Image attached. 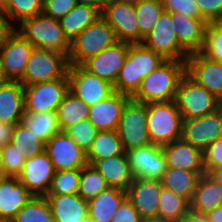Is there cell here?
<instances>
[{
  "mask_svg": "<svg viewBox=\"0 0 222 222\" xmlns=\"http://www.w3.org/2000/svg\"><path fill=\"white\" fill-rule=\"evenodd\" d=\"M186 74V61L167 59L143 78L132 99L143 103L174 101L178 84Z\"/></svg>",
  "mask_w": 222,
  "mask_h": 222,
  "instance_id": "obj_1",
  "label": "cell"
},
{
  "mask_svg": "<svg viewBox=\"0 0 222 222\" xmlns=\"http://www.w3.org/2000/svg\"><path fill=\"white\" fill-rule=\"evenodd\" d=\"M166 60L162 55L149 51L142 43L130 44L127 57L113 85L114 91L132 97L142 79Z\"/></svg>",
  "mask_w": 222,
  "mask_h": 222,
  "instance_id": "obj_2",
  "label": "cell"
},
{
  "mask_svg": "<svg viewBox=\"0 0 222 222\" xmlns=\"http://www.w3.org/2000/svg\"><path fill=\"white\" fill-rule=\"evenodd\" d=\"M17 30L34 48L49 49L68 57L71 41L64 34L59 20L39 14L25 19Z\"/></svg>",
  "mask_w": 222,
  "mask_h": 222,
  "instance_id": "obj_3",
  "label": "cell"
},
{
  "mask_svg": "<svg viewBox=\"0 0 222 222\" xmlns=\"http://www.w3.org/2000/svg\"><path fill=\"white\" fill-rule=\"evenodd\" d=\"M183 118L174 101L147 104V127L152 144L164 146L182 136Z\"/></svg>",
  "mask_w": 222,
  "mask_h": 222,
  "instance_id": "obj_4",
  "label": "cell"
},
{
  "mask_svg": "<svg viewBox=\"0 0 222 222\" xmlns=\"http://www.w3.org/2000/svg\"><path fill=\"white\" fill-rule=\"evenodd\" d=\"M118 42L114 29L100 16L71 40L69 65H81L87 59Z\"/></svg>",
  "mask_w": 222,
  "mask_h": 222,
  "instance_id": "obj_5",
  "label": "cell"
},
{
  "mask_svg": "<svg viewBox=\"0 0 222 222\" xmlns=\"http://www.w3.org/2000/svg\"><path fill=\"white\" fill-rule=\"evenodd\" d=\"M174 102L183 120L211 114L220 107V100L185 74L177 87Z\"/></svg>",
  "mask_w": 222,
  "mask_h": 222,
  "instance_id": "obj_6",
  "label": "cell"
},
{
  "mask_svg": "<svg viewBox=\"0 0 222 222\" xmlns=\"http://www.w3.org/2000/svg\"><path fill=\"white\" fill-rule=\"evenodd\" d=\"M68 57L60 52L34 48L19 82L23 86L63 78L68 71Z\"/></svg>",
  "mask_w": 222,
  "mask_h": 222,
  "instance_id": "obj_7",
  "label": "cell"
},
{
  "mask_svg": "<svg viewBox=\"0 0 222 222\" xmlns=\"http://www.w3.org/2000/svg\"><path fill=\"white\" fill-rule=\"evenodd\" d=\"M116 132L124 151L151 144L147 127V103L130 98L123 108Z\"/></svg>",
  "mask_w": 222,
  "mask_h": 222,
  "instance_id": "obj_8",
  "label": "cell"
},
{
  "mask_svg": "<svg viewBox=\"0 0 222 222\" xmlns=\"http://www.w3.org/2000/svg\"><path fill=\"white\" fill-rule=\"evenodd\" d=\"M34 46L26 40L16 29L0 43L1 69L4 80L19 81L26 70V66Z\"/></svg>",
  "mask_w": 222,
  "mask_h": 222,
  "instance_id": "obj_9",
  "label": "cell"
},
{
  "mask_svg": "<svg viewBox=\"0 0 222 222\" xmlns=\"http://www.w3.org/2000/svg\"><path fill=\"white\" fill-rule=\"evenodd\" d=\"M67 77L69 91L88 107L107 99L115 92L110 82L91 74L81 65H69Z\"/></svg>",
  "mask_w": 222,
  "mask_h": 222,
  "instance_id": "obj_10",
  "label": "cell"
},
{
  "mask_svg": "<svg viewBox=\"0 0 222 222\" xmlns=\"http://www.w3.org/2000/svg\"><path fill=\"white\" fill-rule=\"evenodd\" d=\"M68 91L67 74L61 79L24 86V110L33 113L56 112Z\"/></svg>",
  "mask_w": 222,
  "mask_h": 222,
  "instance_id": "obj_11",
  "label": "cell"
},
{
  "mask_svg": "<svg viewBox=\"0 0 222 222\" xmlns=\"http://www.w3.org/2000/svg\"><path fill=\"white\" fill-rule=\"evenodd\" d=\"M173 27L171 13L164 11L153 29L144 37L142 44L165 59L186 61L189 54L179 45Z\"/></svg>",
  "mask_w": 222,
  "mask_h": 222,
  "instance_id": "obj_12",
  "label": "cell"
},
{
  "mask_svg": "<svg viewBox=\"0 0 222 222\" xmlns=\"http://www.w3.org/2000/svg\"><path fill=\"white\" fill-rule=\"evenodd\" d=\"M134 178L161 180L168 168L162 146L149 144L125 151Z\"/></svg>",
  "mask_w": 222,
  "mask_h": 222,
  "instance_id": "obj_13",
  "label": "cell"
},
{
  "mask_svg": "<svg viewBox=\"0 0 222 222\" xmlns=\"http://www.w3.org/2000/svg\"><path fill=\"white\" fill-rule=\"evenodd\" d=\"M101 16L114 29L118 41L140 43L135 5L108 0L101 11Z\"/></svg>",
  "mask_w": 222,
  "mask_h": 222,
  "instance_id": "obj_14",
  "label": "cell"
},
{
  "mask_svg": "<svg viewBox=\"0 0 222 222\" xmlns=\"http://www.w3.org/2000/svg\"><path fill=\"white\" fill-rule=\"evenodd\" d=\"M222 136V108L195 119L183 120L181 139L202 153Z\"/></svg>",
  "mask_w": 222,
  "mask_h": 222,
  "instance_id": "obj_15",
  "label": "cell"
},
{
  "mask_svg": "<svg viewBox=\"0 0 222 222\" xmlns=\"http://www.w3.org/2000/svg\"><path fill=\"white\" fill-rule=\"evenodd\" d=\"M45 151L55 171L81 169L88 164L86 152L64 131L45 143Z\"/></svg>",
  "mask_w": 222,
  "mask_h": 222,
  "instance_id": "obj_16",
  "label": "cell"
},
{
  "mask_svg": "<svg viewBox=\"0 0 222 222\" xmlns=\"http://www.w3.org/2000/svg\"><path fill=\"white\" fill-rule=\"evenodd\" d=\"M129 45L130 43L118 41L87 59L81 66L91 74L114 85L127 57Z\"/></svg>",
  "mask_w": 222,
  "mask_h": 222,
  "instance_id": "obj_17",
  "label": "cell"
},
{
  "mask_svg": "<svg viewBox=\"0 0 222 222\" xmlns=\"http://www.w3.org/2000/svg\"><path fill=\"white\" fill-rule=\"evenodd\" d=\"M54 173L53 164L47 152L43 151L33 158L26 159L18 179L33 196H46Z\"/></svg>",
  "mask_w": 222,
  "mask_h": 222,
  "instance_id": "obj_18",
  "label": "cell"
},
{
  "mask_svg": "<svg viewBox=\"0 0 222 222\" xmlns=\"http://www.w3.org/2000/svg\"><path fill=\"white\" fill-rule=\"evenodd\" d=\"M186 74L219 100L222 98V63L193 53L186 59Z\"/></svg>",
  "mask_w": 222,
  "mask_h": 222,
  "instance_id": "obj_19",
  "label": "cell"
},
{
  "mask_svg": "<svg viewBox=\"0 0 222 222\" xmlns=\"http://www.w3.org/2000/svg\"><path fill=\"white\" fill-rule=\"evenodd\" d=\"M161 190V180L134 178L126 192L128 200L144 219L158 217V204Z\"/></svg>",
  "mask_w": 222,
  "mask_h": 222,
  "instance_id": "obj_20",
  "label": "cell"
},
{
  "mask_svg": "<svg viewBox=\"0 0 222 222\" xmlns=\"http://www.w3.org/2000/svg\"><path fill=\"white\" fill-rule=\"evenodd\" d=\"M173 29L179 45L190 55L199 53L204 44L207 22L203 18H192L182 13H171Z\"/></svg>",
  "mask_w": 222,
  "mask_h": 222,
  "instance_id": "obj_21",
  "label": "cell"
},
{
  "mask_svg": "<svg viewBox=\"0 0 222 222\" xmlns=\"http://www.w3.org/2000/svg\"><path fill=\"white\" fill-rule=\"evenodd\" d=\"M130 98L128 95L114 92L107 99L88 107V120L98 131H116L123 108Z\"/></svg>",
  "mask_w": 222,
  "mask_h": 222,
  "instance_id": "obj_22",
  "label": "cell"
},
{
  "mask_svg": "<svg viewBox=\"0 0 222 222\" xmlns=\"http://www.w3.org/2000/svg\"><path fill=\"white\" fill-rule=\"evenodd\" d=\"M169 168L181 169L189 172H205L203 167V153L182 139L162 146Z\"/></svg>",
  "mask_w": 222,
  "mask_h": 222,
  "instance_id": "obj_23",
  "label": "cell"
},
{
  "mask_svg": "<svg viewBox=\"0 0 222 222\" xmlns=\"http://www.w3.org/2000/svg\"><path fill=\"white\" fill-rule=\"evenodd\" d=\"M24 113V86L19 81L0 82V122L16 125Z\"/></svg>",
  "mask_w": 222,
  "mask_h": 222,
  "instance_id": "obj_24",
  "label": "cell"
},
{
  "mask_svg": "<svg viewBox=\"0 0 222 222\" xmlns=\"http://www.w3.org/2000/svg\"><path fill=\"white\" fill-rule=\"evenodd\" d=\"M32 197L18 177L5 176L0 183V220H12Z\"/></svg>",
  "mask_w": 222,
  "mask_h": 222,
  "instance_id": "obj_25",
  "label": "cell"
},
{
  "mask_svg": "<svg viewBox=\"0 0 222 222\" xmlns=\"http://www.w3.org/2000/svg\"><path fill=\"white\" fill-rule=\"evenodd\" d=\"M55 222H79L88 218V201L79 194H47Z\"/></svg>",
  "mask_w": 222,
  "mask_h": 222,
  "instance_id": "obj_26",
  "label": "cell"
},
{
  "mask_svg": "<svg viewBox=\"0 0 222 222\" xmlns=\"http://www.w3.org/2000/svg\"><path fill=\"white\" fill-rule=\"evenodd\" d=\"M93 166L100 172L110 187L126 191L134 180L125 151L118 156L97 160Z\"/></svg>",
  "mask_w": 222,
  "mask_h": 222,
  "instance_id": "obj_27",
  "label": "cell"
},
{
  "mask_svg": "<svg viewBox=\"0 0 222 222\" xmlns=\"http://www.w3.org/2000/svg\"><path fill=\"white\" fill-rule=\"evenodd\" d=\"M127 198L125 190L109 187L88 200V217L91 222H111L114 214Z\"/></svg>",
  "mask_w": 222,
  "mask_h": 222,
  "instance_id": "obj_28",
  "label": "cell"
},
{
  "mask_svg": "<svg viewBox=\"0 0 222 222\" xmlns=\"http://www.w3.org/2000/svg\"><path fill=\"white\" fill-rule=\"evenodd\" d=\"M221 205L222 186L211 179L206 173L201 175L190 201V211L205 215Z\"/></svg>",
  "mask_w": 222,
  "mask_h": 222,
  "instance_id": "obj_29",
  "label": "cell"
},
{
  "mask_svg": "<svg viewBox=\"0 0 222 222\" xmlns=\"http://www.w3.org/2000/svg\"><path fill=\"white\" fill-rule=\"evenodd\" d=\"M100 16L101 11L98 8L91 5L77 4L59 22L64 34L71 41Z\"/></svg>",
  "mask_w": 222,
  "mask_h": 222,
  "instance_id": "obj_30",
  "label": "cell"
},
{
  "mask_svg": "<svg viewBox=\"0 0 222 222\" xmlns=\"http://www.w3.org/2000/svg\"><path fill=\"white\" fill-rule=\"evenodd\" d=\"M203 174L205 172H189L168 167L161 179L162 187L175 192L190 203L197 181Z\"/></svg>",
  "mask_w": 222,
  "mask_h": 222,
  "instance_id": "obj_31",
  "label": "cell"
},
{
  "mask_svg": "<svg viewBox=\"0 0 222 222\" xmlns=\"http://www.w3.org/2000/svg\"><path fill=\"white\" fill-rule=\"evenodd\" d=\"M123 152L122 142L116 131H98L86 158L88 164L93 165L97 160L118 156Z\"/></svg>",
  "mask_w": 222,
  "mask_h": 222,
  "instance_id": "obj_32",
  "label": "cell"
},
{
  "mask_svg": "<svg viewBox=\"0 0 222 222\" xmlns=\"http://www.w3.org/2000/svg\"><path fill=\"white\" fill-rule=\"evenodd\" d=\"M22 123L44 143L55 134L61 132L57 113L53 111L39 113L25 112Z\"/></svg>",
  "mask_w": 222,
  "mask_h": 222,
  "instance_id": "obj_33",
  "label": "cell"
},
{
  "mask_svg": "<svg viewBox=\"0 0 222 222\" xmlns=\"http://www.w3.org/2000/svg\"><path fill=\"white\" fill-rule=\"evenodd\" d=\"M56 113L61 131L89 118L88 106L70 91L58 105Z\"/></svg>",
  "mask_w": 222,
  "mask_h": 222,
  "instance_id": "obj_34",
  "label": "cell"
},
{
  "mask_svg": "<svg viewBox=\"0 0 222 222\" xmlns=\"http://www.w3.org/2000/svg\"><path fill=\"white\" fill-rule=\"evenodd\" d=\"M190 212V203L175 192L162 187L158 217L169 222H181Z\"/></svg>",
  "mask_w": 222,
  "mask_h": 222,
  "instance_id": "obj_35",
  "label": "cell"
},
{
  "mask_svg": "<svg viewBox=\"0 0 222 222\" xmlns=\"http://www.w3.org/2000/svg\"><path fill=\"white\" fill-rule=\"evenodd\" d=\"M12 222H55L45 196H33L15 215Z\"/></svg>",
  "mask_w": 222,
  "mask_h": 222,
  "instance_id": "obj_36",
  "label": "cell"
},
{
  "mask_svg": "<svg viewBox=\"0 0 222 222\" xmlns=\"http://www.w3.org/2000/svg\"><path fill=\"white\" fill-rule=\"evenodd\" d=\"M19 150L23 157L30 159L45 151V143L21 122L15 125L10 142Z\"/></svg>",
  "mask_w": 222,
  "mask_h": 222,
  "instance_id": "obj_37",
  "label": "cell"
},
{
  "mask_svg": "<svg viewBox=\"0 0 222 222\" xmlns=\"http://www.w3.org/2000/svg\"><path fill=\"white\" fill-rule=\"evenodd\" d=\"M135 11L140 29V43H142L164 12V8L161 0H143L135 5Z\"/></svg>",
  "mask_w": 222,
  "mask_h": 222,
  "instance_id": "obj_38",
  "label": "cell"
},
{
  "mask_svg": "<svg viewBox=\"0 0 222 222\" xmlns=\"http://www.w3.org/2000/svg\"><path fill=\"white\" fill-rule=\"evenodd\" d=\"M109 187L104 177L93 165L87 164L81 168L78 194L84 200L88 201L96 197Z\"/></svg>",
  "mask_w": 222,
  "mask_h": 222,
  "instance_id": "obj_39",
  "label": "cell"
},
{
  "mask_svg": "<svg viewBox=\"0 0 222 222\" xmlns=\"http://www.w3.org/2000/svg\"><path fill=\"white\" fill-rule=\"evenodd\" d=\"M4 12L8 22L15 29L16 27L11 21L15 20L14 22L21 24L25 19L42 14L43 0H10L8 8Z\"/></svg>",
  "mask_w": 222,
  "mask_h": 222,
  "instance_id": "obj_40",
  "label": "cell"
},
{
  "mask_svg": "<svg viewBox=\"0 0 222 222\" xmlns=\"http://www.w3.org/2000/svg\"><path fill=\"white\" fill-rule=\"evenodd\" d=\"M199 53L209 60L222 63V22L207 23L204 44Z\"/></svg>",
  "mask_w": 222,
  "mask_h": 222,
  "instance_id": "obj_41",
  "label": "cell"
},
{
  "mask_svg": "<svg viewBox=\"0 0 222 222\" xmlns=\"http://www.w3.org/2000/svg\"><path fill=\"white\" fill-rule=\"evenodd\" d=\"M81 169L55 171L47 194H78Z\"/></svg>",
  "mask_w": 222,
  "mask_h": 222,
  "instance_id": "obj_42",
  "label": "cell"
},
{
  "mask_svg": "<svg viewBox=\"0 0 222 222\" xmlns=\"http://www.w3.org/2000/svg\"><path fill=\"white\" fill-rule=\"evenodd\" d=\"M64 132L87 153L96 138L98 130L88 119H85L76 125L70 126Z\"/></svg>",
  "mask_w": 222,
  "mask_h": 222,
  "instance_id": "obj_43",
  "label": "cell"
},
{
  "mask_svg": "<svg viewBox=\"0 0 222 222\" xmlns=\"http://www.w3.org/2000/svg\"><path fill=\"white\" fill-rule=\"evenodd\" d=\"M26 158L11 143L2 148V171L5 176L18 177Z\"/></svg>",
  "mask_w": 222,
  "mask_h": 222,
  "instance_id": "obj_44",
  "label": "cell"
},
{
  "mask_svg": "<svg viewBox=\"0 0 222 222\" xmlns=\"http://www.w3.org/2000/svg\"><path fill=\"white\" fill-rule=\"evenodd\" d=\"M165 12L182 13L192 18H202L195 0H161Z\"/></svg>",
  "mask_w": 222,
  "mask_h": 222,
  "instance_id": "obj_45",
  "label": "cell"
},
{
  "mask_svg": "<svg viewBox=\"0 0 222 222\" xmlns=\"http://www.w3.org/2000/svg\"><path fill=\"white\" fill-rule=\"evenodd\" d=\"M195 3L207 23L222 21V0H195Z\"/></svg>",
  "mask_w": 222,
  "mask_h": 222,
  "instance_id": "obj_46",
  "label": "cell"
},
{
  "mask_svg": "<svg viewBox=\"0 0 222 222\" xmlns=\"http://www.w3.org/2000/svg\"><path fill=\"white\" fill-rule=\"evenodd\" d=\"M77 5L76 0H43V14L60 20Z\"/></svg>",
  "mask_w": 222,
  "mask_h": 222,
  "instance_id": "obj_47",
  "label": "cell"
},
{
  "mask_svg": "<svg viewBox=\"0 0 222 222\" xmlns=\"http://www.w3.org/2000/svg\"><path fill=\"white\" fill-rule=\"evenodd\" d=\"M222 166V136L211 143L203 152V167L207 174L212 168Z\"/></svg>",
  "mask_w": 222,
  "mask_h": 222,
  "instance_id": "obj_48",
  "label": "cell"
},
{
  "mask_svg": "<svg viewBox=\"0 0 222 222\" xmlns=\"http://www.w3.org/2000/svg\"><path fill=\"white\" fill-rule=\"evenodd\" d=\"M142 220L143 218L134 205L126 198L117 209L111 222H142Z\"/></svg>",
  "mask_w": 222,
  "mask_h": 222,
  "instance_id": "obj_49",
  "label": "cell"
},
{
  "mask_svg": "<svg viewBox=\"0 0 222 222\" xmlns=\"http://www.w3.org/2000/svg\"><path fill=\"white\" fill-rule=\"evenodd\" d=\"M15 125L0 122V147L3 148L11 142Z\"/></svg>",
  "mask_w": 222,
  "mask_h": 222,
  "instance_id": "obj_50",
  "label": "cell"
},
{
  "mask_svg": "<svg viewBox=\"0 0 222 222\" xmlns=\"http://www.w3.org/2000/svg\"><path fill=\"white\" fill-rule=\"evenodd\" d=\"M14 28L10 25L7 15L0 10V43L12 32Z\"/></svg>",
  "mask_w": 222,
  "mask_h": 222,
  "instance_id": "obj_51",
  "label": "cell"
},
{
  "mask_svg": "<svg viewBox=\"0 0 222 222\" xmlns=\"http://www.w3.org/2000/svg\"><path fill=\"white\" fill-rule=\"evenodd\" d=\"M210 222H222V205L205 214Z\"/></svg>",
  "mask_w": 222,
  "mask_h": 222,
  "instance_id": "obj_52",
  "label": "cell"
},
{
  "mask_svg": "<svg viewBox=\"0 0 222 222\" xmlns=\"http://www.w3.org/2000/svg\"><path fill=\"white\" fill-rule=\"evenodd\" d=\"M181 222H210L205 215L189 212Z\"/></svg>",
  "mask_w": 222,
  "mask_h": 222,
  "instance_id": "obj_53",
  "label": "cell"
},
{
  "mask_svg": "<svg viewBox=\"0 0 222 222\" xmlns=\"http://www.w3.org/2000/svg\"><path fill=\"white\" fill-rule=\"evenodd\" d=\"M207 175L213 179L216 183L222 186V166L217 168H212Z\"/></svg>",
  "mask_w": 222,
  "mask_h": 222,
  "instance_id": "obj_54",
  "label": "cell"
},
{
  "mask_svg": "<svg viewBox=\"0 0 222 222\" xmlns=\"http://www.w3.org/2000/svg\"><path fill=\"white\" fill-rule=\"evenodd\" d=\"M108 0H76L77 4L91 5L102 11Z\"/></svg>",
  "mask_w": 222,
  "mask_h": 222,
  "instance_id": "obj_55",
  "label": "cell"
},
{
  "mask_svg": "<svg viewBox=\"0 0 222 222\" xmlns=\"http://www.w3.org/2000/svg\"><path fill=\"white\" fill-rule=\"evenodd\" d=\"M142 222H169V221L163 220L160 217H151V218H144Z\"/></svg>",
  "mask_w": 222,
  "mask_h": 222,
  "instance_id": "obj_56",
  "label": "cell"
},
{
  "mask_svg": "<svg viewBox=\"0 0 222 222\" xmlns=\"http://www.w3.org/2000/svg\"><path fill=\"white\" fill-rule=\"evenodd\" d=\"M120 3H125V4H131V5H137L138 3L142 2L143 0H114Z\"/></svg>",
  "mask_w": 222,
  "mask_h": 222,
  "instance_id": "obj_57",
  "label": "cell"
},
{
  "mask_svg": "<svg viewBox=\"0 0 222 222\" xmlns=\"http://www.w3.org/2000/svg\"><path fill=\"white\" fill-rule=\"evenodd\" d=\"M10 0H0V10L5 11L8 8Z\"/></svg>",
  "mask_w": 222,
  "mask_h": 222,
  "instance_id": "obj_58",
  "label": "cell"
},
{
  "mask_svg": "<svg viewBox=\"0 0 222 222\" xmlns=\"http://www.w3.org/2000/svg\"><path fill=\"white\" fill-rule=\"evenodd\" d=\"M3 81H5V80H4V76L2 73V69H1V59H0V82H3Z\"/></svg>",
  "mask_w": 222,
  "mask_h": 222,
  "instance_id": "obj_59",
  "label": "cell"
},
{
  "mask_svg": "<svg viewBox=\"0 0 222 222\" xmlns=\"http://www.w3.org/2000/svg\"><path fill=\"white\" fill-rule=\"evenodd\" d=\"M0 170H2V148L0 147Z\"/></svg>",
  "mask_w": 222,
  "mask_h": 222,
  "instance_id": "obj_60",
  "label": "cell"
},
{
  "mask_svg": "<svg viewBox=\"0 0 222 222\" xmlns=\"http://www.w3.org/2000/svg\"><path fill=\"white\" fill-rule=\"evenodd\" d=\"M5 175L3 173L2 170H0V183L2 182V180L4 179Z\"/></svg>",
  "mask_w": 222,
  "mask_h": 222,
  "instance_id": "obj_61",
  "label": "cell"
},
{
  "mask_svg": "<svg viewBox=\"0 0 222 222\" xmlns=\"http://www.w3.org/2000/svg\"><path fill=\"white\" fill-rule=\"evenodd\" d=\"M79 222H91V221H90V219H89V217H88V218H85V219L80 220Z\"/></svg>",
  "mask_w": 222,
  "mask_h": 222,
  "instance_id": "obj_62",
  "label": "cell"
},
{
  "mask_svg": "<svg viewBox=\"0 0 222 222\" xmlns=\"http://www.w3.org/2000/svg\"><path fill=\"white\" fill-rule=\"evenodd\" d=\"M0 222H12V220H0Z\"/></svg>",
  "mask_w": 222,
  "mask_h": 222,
  "instance_id": "obj_63",
  "label": "cell"
},
{
  "mask_svg": "<svg viewBox=\"0 0 222 222\" xmlns=\"http://www.w3.org/2000/svg\"><path fill=\"white\" fill-rule=\"evenodd\" d=\"M220 107L222 108V98L220 99Z\"/></svg>",
  "mask_w": 222,
  "mask_h": 222,
  "instance_id": "obj_64",
  "label": "cell"
}]
</instances>
